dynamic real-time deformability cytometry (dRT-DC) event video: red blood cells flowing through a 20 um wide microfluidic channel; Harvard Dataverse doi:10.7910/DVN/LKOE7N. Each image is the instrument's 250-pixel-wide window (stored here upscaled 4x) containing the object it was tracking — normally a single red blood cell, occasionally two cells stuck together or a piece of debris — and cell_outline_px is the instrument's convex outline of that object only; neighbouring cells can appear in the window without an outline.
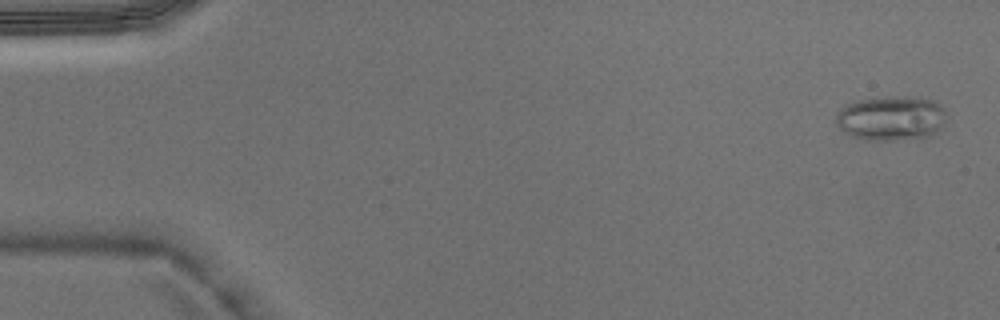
{"species": "Egyptian fruit bat (a non-hibernating species)", "species_latin": "Rousettus aegyptiacus", "temperature_condition": "warm", "stored_images_in_passage": 4, "camera_frame_rate_fps": 3000, "um_per_image_px": 0.085, "animal": {"sex": "male"}, "frame": {"image": 1, "passage_image": 1, "time_ms": 0.0, "image_size_px": [1000, 320], "cell_outline_px": [[948, 116], [944, 124], [936, 136], [892, 140], [868, 140], [852, 136], [844, 132], [836, 124], [836, 112], [840, 108], [848, 104], [860, 100], [884, 96], [920, 96], [932, 100], [940, 104], [948, 112]], "centroid_in_image_um": [75.83, 10.04], "position_along_channel_um": 9.2, "area_um2": 29.48}}